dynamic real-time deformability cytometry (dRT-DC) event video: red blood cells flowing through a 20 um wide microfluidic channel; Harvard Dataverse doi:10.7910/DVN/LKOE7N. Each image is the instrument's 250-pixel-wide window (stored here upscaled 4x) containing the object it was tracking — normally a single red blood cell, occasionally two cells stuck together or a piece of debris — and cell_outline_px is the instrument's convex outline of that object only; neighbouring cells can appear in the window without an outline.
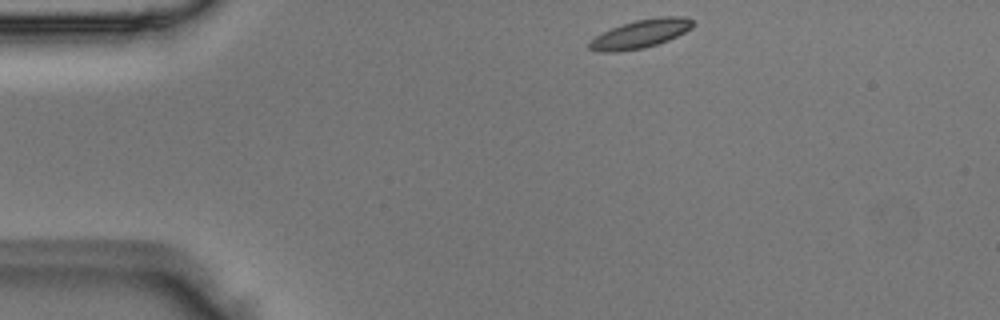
{"species": "Egyptian fruit bat (a non-hibernating species)", "species_latin": "Rousettus aegyptiacus", "temperature_condition": "room temperature", "stored_images_in_passage": 42, "camera_frame_rate_fps": 3000, "um_per_image_px": 0.085, "animal": {"sex": "male"}, "frame": {"image": 1, "passage_image": 1, "time_ms": 0.0, "image_size_px": [1000, 320], "cell_outline_px": [[696, 24], [692, 28], [668, 40], [644, 48], [616, 52], [600, 52], [588, 48], [588, 44], [596, 36], [612, 28], [636, 20], [660, 16], [684, 16], [692, 20]], "centroid_in_image_um": [54.48, 2.87], "position_along_channel_um": 30.5, "area_um2": 16.99}}
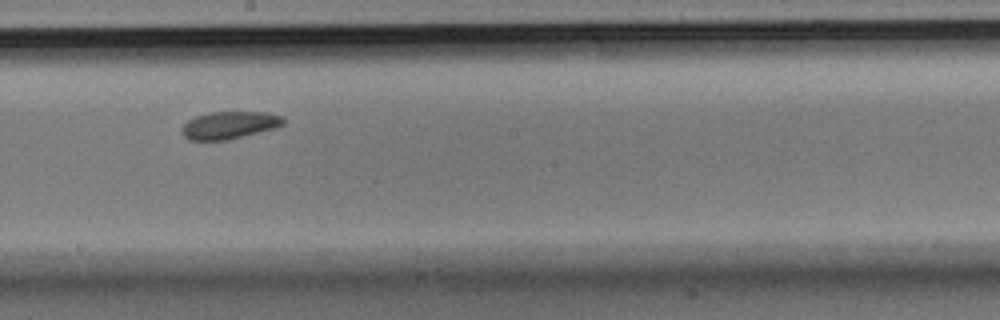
{"frame": {"image": 2, "passage_image": 20, "time_ms": 6.333, "image_size_px": [1000, 320], "cell_outline_px": [[284, 124], [276, 128], [228, 140], [188, 140], [180, 132], [184, 124], [188, 120], [196, 116], [208, 112], [268, 112], [280, 116], [284, 120]], "centroid_in_image_um": [19.48, 10.64], "position_along_channel_um": 228.7, "area_um2": 16.3}}
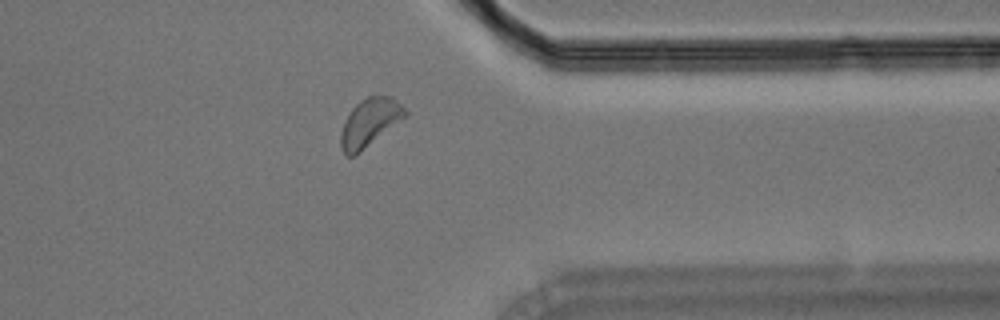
{"frame": {"image": 3, "passage_image": 32, "time_ms": 10.333, "image_size_px": [1000, 320], "cell_outline_px": [[408, 116], [360, 152], [352, 156], [348, 156], [340, 148], [340, 132], [344, 120], [352, 108], [360, 100], [368, 96], [392, 96], [408, 112]], "centroid_in_image_um": [31.42, 10.41], "position_along_channel_um": 380.0, "area_um2": 18.09}}